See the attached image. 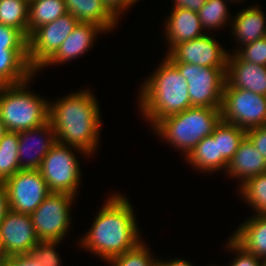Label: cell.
Masks as SVG:
<instances>
[{
  "label": "cell",
  "instance_id": "obj_1",
  "mask_svg": "<svg viewBox=\"0 0 266 266\" xmlns=\"http://www.w3.org/2000/svg\"><path fill=\"white\" fill-rule=\"evenodd\" d=\"M134 213L126 195H111L78 244L80 242V247L100 256L104 262L133 249L142 242Z\"/></svg>",
  "mask_w": 266,
  "mask_h": 266
},
{
  "label": "cell",
  "instance_id": "obj_2",
  "mask_svg": "<svg viewBox=\"0 0 266 266\" xmlns=\"http://www.w3.org/2000/svg\"><path fill=\"white\" fill-rule=\"evenodd\" d=\"M94 93L82 89L49 102V121L57 142L78 148L88 156L99 144L102 126L100 106Z\"/></svg>",
  "mask_w": 266,
  "mask_h": 266
},
{
  "label": "cell",
  "instance_id": "obj_3",
  "mask_svg": "<svg viewBox=\"0 0 266 266\" xmlns=\"http://www.w3.org/2000/svg\"><path fill=\"white\" fill-rule=\"evenodd\" d=\"M141 85L138 108L150 127L166 116L192 107L186 79L166 57Z\"/></svg>",
  "mask_w": 266,
  "mask_h": 266
},
{
  "label": "cell",
  "instance_id": "obj_4",
  "mask_svg": "<svg viewBox=\"0 0 266 266\" xmlns=\"http://www.w3.org/2000/svg\"><path fill=\"white\" fill-rule=\"evenodd\" d=\"M221 120V108L192 106L164 117L152 130L186 157L204 137L213 133Z\"/></svg>",
  "mask_w": 266,
  "mask_h": 266
},
{
  "label": "cell",
  "instance_id": "obj_5",
  "mask_svg": "<svg viewBox=\"0 0 266 266\" xmlns=\"http://www.w3.org/2000/svg\"><path fill=\"white\" fill-rule=\"evenodd\" d=\"M36 75L19 84L1 86L0 120L6 131H26L49 121L50 101L27 87Z\"/></svg>",
  "mask_w": 266,
  "mask_h": 266
},
{
  "label": "cell",
  "instance_id": "obj_6",
  "mask_svg": "<svg viewBox=\"0 0 266 266\" xmlns=\"http://www.w3.org/2000/svg\"><path fill=\"white\" fill-rule=\"evenodd\" d=\"M74 149L86 158L89 157L78 148L56 142L43 158L38 170L51 192H63L74 196L78 194L81 168Z\"/></svg>",
  "mask_w": 266,
  "mask_h": 266
},
{
  "label": "cell",
  "instance_id": "obj_7",
  "mask_svg": "<svg viewBox=\"0 0 266 266\" xmlns=\"http://www.w3.org/2000/svg\"><path fill=\"white\" fill-rule=\"evenodd\" d=\"M75 197L63 192H50L30 215L40 241H62L71 225V206Z\"/></svg>",
  "mask_w": 266,
  "mask_h": 266
},
{
  "label": "cell",
  "instance_id": "obj_8",
  "mask_svg": "<svg viewBox=\"0 0 266 266\" xmlns=\"http://www.w3.org/2000/svg\"><path fill=\"white\" fill-rule=\"evenodd\" d=\"M186 79L192 106L221 108L226 68L172 63Z\"/></svg>",
  "mask_w": 266,
  "mask_h": 266
},
{
  "label": "cell",
  "instance_id": "obj_9",
  "mask_svg": "<svg viewBox=\"0 0 266 266\" xmlns=\"http://www.w3.org/2000/svg\"><path fill=\"white\" fill-rule=\"evenodd\" d=\"M221 116L224 122L245 131L266 125V96L245 89L224 87Z\"/></svg>",
  "mask_w": 266,
  "mask_h": 266
},
{
  "label": "cell",
  "instance_id": "obj_10",
  "mask_svg": "<svg viewBox=\"0 0 266 266\" xmlns=\"http://www.w3.org/2000/svg\"><path fill=\"white\" fill-rule=\"evenodd\" d=\"M77 23L72 14L66 13L55 21L40 26L29 36L28 60L36 73L56 53Z\"/></svg>",
  "mask_w": 266,
  "mask_h": 266
},
{
  "label": "cell",
  "instance_id": "obj_11",
  "mask_svg": "<svg viewBox=\"0 0 266 266\" xmlns=\"http://www.w3.org/2000/svg\"><path fill=\"white\" fill-rule=\"evenodd\" d=\"M9 210L31 215L51 192L38 169H21L5 182Z\"/></svg>",
  "mask_w": 266,
  "mask_h": 266
},
{
  "label": "cell",
  "instance_id": "obj_12",
  "mask_svg": "<svg viewBox=\"0 0 266 266\" xmlns=\"http://www.w3.org/2000/svg\"><path fill=\"white\" fill-rule=\"evenodd\" d=\"M211 33L175 45L166 58L171 63H188L205 67L226 68L230 52L224 50ZM215 39V40H214Z\"/></svg>",
  "mask_w": 266,
  "mask_h": 266
},
{
  "label": "cell",
  "instance_id": "obj_13",
  "mask_svg": "<svg viewBox=\"0 0 266 266\" xmlns=\"http://www.w3.org/2000/svg\"><path fill=\"white\" fill-rule=\"evenodd\" d=\"M0 241L7 257L29 254L40 242L29 214L9 210L0 223Z\"/></svg>",
  "mask_w": 266,
  "mask_h": 266
},
{
  "label": "cell",
  "instance_id": "obj_14",
  "mask_svg": "<svg viewBox=\"0 0 266 266\" xmlns=\"http://www.w3.org/2000/svg\"><path fill=\"white\" fill-rule=\"evenodd\" d=\"M18 158L20 169H39L43 158L57 142L48 121L41 126L18 132Z\"/></svg>",
  "mask_w": 266,
  "mask_h": 266
},
{
  "label": "cell",
  "instance_id": "obj_15",
  "mask_svg": "<svg viewBox=\"0 0 266 266\" xmlns=\"http://www.w3.org/2000/svg\"><path fill=\"white\" fill-rule=\"evenodd\" d=\"M224 87L249 90L266 96V66L240 60L235 54L227 58Z\"/></svg>",
  "mask_w": 266,
  "mask_h": 266
},
{
  "label": "cell",
  "instance_id": "obj_16",
  "mask_svg": "<svg viewBox=\"0 0 266 266\" xmlns=\"http://www.w3.org/2000/svg\"><path fill=\"white\" fill-rule=\"evenodd\" d=\"M106 33L99 25L92 23L78 22L70 35L60 45L56 53L39 69L53 65H59L68 61H72L81 57L92 48L96 42L98 34ZM96 38V39H95ZM95 41V42H94Z\"/></svg>",
  "mask_w": 266,
  "mask_h": 266
},
{
  "label": "cell",
  "instance_id": "obj_17",
  "mask_svg": "<svg viewBox=\"0 0 266 266\" xmlns=\"http://www.w3.org/2000/svg\"><path fill=\"white\" fill-rule=\"evenodd\" d=\"M165 21L164 34L166 35V42L169 43L168 52L177 44L199 38L206 34L198 13L188 9L172 8L168 19Z\"/></svg>",
  "mask_w": 266,
  "mask_h": 266
},
{
  "label": "cell",
  "instance_id": "obj_18",
  "mask_svg": "<svg viewBox=\"0 0 266 266\" xmlns=\"http://www.w3.org/2000/svg\"><path fill=\"white\" fill-rule=\"evenodd\" d=\"M225 172H227L226 176L240 179L239 182L243 184L251 177L266 173V160L245 136Z\"/></svg>",
  "mask_w": 266,
  "mask_h": 266
},
{
  "label": "cell",
  "instance_id": "obj_19",
  "mask_svg": "<svg viewBox=\"0 0 266 266\" xmlns=\"http://www.w3.org/2000/svg\"><path fill=\"white\" fill-rule=\"evenodd\" d=\"M231 19L230 32L236 37L238 48L266 37V17L260 6L252 5L237 12Z\"/></svg>",
  "mask_w": 266,
  "mask_h": 266
},
{
  "label": "cell",
  "instance_id": "obj_20",
  "mask_svg": "<svg viewBox=\"0 0 266 266\" xmlns=\"http://www.w3.org/2000/svg\"><path fill=\"white\" fill-rule=\"evenodd\" d=\"M237 227L231 238L246 252L266 259V215H254Z\"/></svg>",
  "mask_w": 266,
  "mask_h": 266
},
{
  "label": "cell",
  "instance_id": "obj_21",
  "mask_svg": "<svg viewBox=\"0 0 266 266\" xmlns=\"http://www.w3.org/2000/svg\"><path fill=\"white\" fill-rule=\"evenodd\" d=\"M67 13L78 22L101 26L106 33L118 24V19L108 10L102 0H65Z\"/></svg>",
  "mask_w": 266,
  "mask_h": 266
},
{
  "label": "cell",
  "instance_id": "obj_22",
  "mask_svg": "<svg viewBox=\"0 0 266 266\" xmlns=\"http://www.w3.org/2000/svg\"><path fill=\"white\" fill-rule=\"evenodd\" d=\"M36 72L30 67L28 49H0V85H15Z\"/></svg>",
  "mask_w": 266,
  "mask_h": 266
},
{
  "label": "cell",
  "instance_id": "obj_23",
  "mask_svg": "<svg viewBox=\"0 0 266 266\" xmlns=\"http://www.w3.org/2000/svg\"><path fill=\"white\" fill-rule=\"evenodd\" d=\"M211 135L214 139H218L219 170L225 171L229 161L238 150L240 142L246 136V131L221 120Z\"/></svg>",
  "mask_w": 266,
  "mask_h": 266
},
{
  "label": "cell",
  "instance_id": "obj_24",
  "mask_svg": "<svg viewBox=\"0 0 266 266\" xmlns=\"http://www.w3.org/2000/svg\"><path fill=\"white\" fill-rule=\"evenodd\" d=\"M67 13L65 0H29L28 38L40 26Z\"/></svg>",
  "mask_w": 266,
  "mask_h": 266
},
{
  "label": "cell",
  "instance_id": "obj_25",
  "mask_svg": "<svg viewBox=\"0 0 266 266\" xmlns=\"http://www.w3.org/2000/svg\"><path fill=\"white\" fill-rule=\"evenodd\" d=\"M186 162L199 169V172L213 173L219 171L218 139L212 135L204 137L186 156Z\"/></svg>",
  "mask_w": 266,
  "mask_h": 266
},
{
  "label": "cell",
  "instance_id": "obj_26",
  "mask_svg": "<svg viewBox=\"0 0 266 266\" xmlns=\"http://www.w3.org/2000/svg\"><path fill=\"white\" fill-rule=\"evenodd\" d=\"M18 132L6 131L0 141V181L5 182L20 169Z\"/></svg>",
  "mask_w": 266,
  "mask_h": 266
},
{
  "label": "cell",
  "instance_id": "obj_27",
  "mask_svg": "<svg viewBox=\"0 0 266 266\" xmlns=\"http://www.w3.org/2000/svg\"><path fill=\"white\" fill-rule=\"evenodd\" d=\"M29 0H0V24L20 30L28 38Z\"/></svg>",
  "mask_w": 266,
  "mask_h": 266
},
{
  "label": "cell",
  "instance_id": "obj_28",
  "mask_svg": "<svg viewBox=\"0 0 266 266\" xmlns=\"http://www.w3.org/2000/svg\"><path fill=\"white\" fill-rule=\"evenodd\" d=\"M239 185L238 193L256 211L254 215H266V173L251 177Z\"/></svg>",
  "mask_w": 266,
  "mask_h": 266
},
{
  "label": "cell",
  "instance_id": "obj_29",
  "mask_svg": "<svg viewBox=\"0 0 266 266\" xmlns=\"http://www.w3.org/2000/svg\"><path fill=\"white\" fill-rule=\"evenodd\" d=\"M226 0H207L204 6L197 12L203 30H216L231 24ZM230 20V21H229ZM228 22V24H227Z\"/></svg>",
  "mask_w": 266,
  "mask_h": 266
},
{
  "label": "cell",
  "instance_id": "obj_30",
  "mask_svg": "<svg viewBox=\"0 0 266 266\" xmlns=\"http://www.w3.org/2000/svg\"><path fill=\"white\" fill-rule=\"evenodd\" d=\"M155 260L150 249L142 241L133 249L110 258L106 262L110 266H151Z\"/></svg>",
  "mask_w": 266,
  "mask_h": 266
},
{
  "label": "cell",
  "instance_id": "obj_31",
  "mask_svg": "<svg viewBox=\"0 0 266 266\" xmlns=\"http://www.w3.org/2000/svg\"><path fill=\"white\" fill-rule=\"evenodd\" d=\"M61 241H40L29 253L42 266H62L59 252L56 248Z\"/></svg>",
  "mask_w": 266,
  "mask_h": 266
},
{
  "label": "cell",
  "instance_id": "obj_32",
  "mask_svg": "<svg viewBox=\"0 0 266 266\" xmlns=\"http://www.w3.org/2000/svg\"><path fill=\"white\" fill-rule=\"evenodd\" d=\"M243 46L233 52L240 60L266 66V37Z\"/></svg>",
  "mask_w": 266,
  "mask_h": 266
},
{
  "label": "cell",
  "instance_id": "obj_33",
  "mask_svg": "<svg viewBox=\"0 0 266 266\" xmlns=\"http://www.w3.org/2000/svg\"><path fill=\"white\" fill-rule=\"evenodd\" d=\"M0 49H28V38L20 30L0 24Z\"/></svg>",
  "mask_w": 266,
  "mask_h": 266
},
{
  "label": "cell",
  "instance_id": "obj_34",
  "mask_svg": "<svg viewBox=\"0 0 266 266\" xmlns=\"http://www.w3.org/2000/svg\"><path fill=\"white\" fill-rule=\"evenodd\" d=\"M230 252L236 253L233 261L229 266H262L263 259L255 256L252 253L246 252L241 246H239L231 237L228 239L227 246Z\"/></svg>",
  "mask_w": 266,
  "mask_h": 266
},
{
  "label": "cell",
  "instance_id": "obj_35",
  "mask_svg": "<svg viewBox=\"0 0 266 266\" xmlns=\"http://www.w3.org/2000/svg\"><path fill=\"white\" fill-rule=\"evenodd\" d=\"M246 137L266 160V125L247 130Z\"/></svg>",
  "mask_w": 266,
  "mask_h": 266
},
{
  "label": "cell",
  "instance_id": "obj_36",
  "mask_svg": "<svg viewBox=\"0 0 266 266\" xmlns=\"http://www.w3.org/2000/svg\"><path fill=\"white\" fill-rule=\"evenodd\" d=\"M108 10L117 18L135 4V0H102Z\"/></svg>",
  "mask_w": 266,
  "mask_h": 266
},
{
  "label": "cell",
  "instance_id": "obj_37",
  "mask_svg": "<svg viewBox=\"0 0 266 266\" xmlns=\"http://www.w3.org/2000/svg\"><path fill=\"white\" fill-rule=\"evenodd\" d=\"M5 266H42L30 254L13 255L7 257Z\"/></svg>",
  "mask_w": 266,
  "mask_h": 266
},
{
  "label": "cell",
  "instance_id": "obj_38",
  "mask_svg": "<svg viewBox=\"0 0 266 266\" xmlns=\"http://www.w3.org/2000/svg\"><path fill=\"white\" fill-rule=\"evenodd\" d=\"M207 0H174L173 8H183L194 12H198Z\"/></svg>",
  "mask_w": 266,
  "mask_h": 266
},
{
  "label": "cell",
  "instance_id": "obj_39",
  "mask_svg": "<svg viewBox=\"0 0 266 266\" xmlns=\"http://www.w3.org/2000/svg\"><path fill=\"white\" fill-rule=\"evenodd\" d=\"M9 211V203L7 199L6 186L3 181H0V223L3 221L4 216Z\"/></svg>",
  "mask_w": 266,
  "mask_h": 266
},
{
  "label": "cell",
  "instance_id": "obj_40",
  "mask_svg": "<svg viewBox=\"0 0 266 266\" xmlns=\"http://www.w3.org/2000/svg\"><path fill=\"white\" fill-rule=\"evenodd\" d=\"M159 261L164 265V266H194L192 263L188 262L186 259H181V258H175L169 261H162L159 259Z\"/></svg>",
  "mask_w": 266,
  "mask_h": 266
},
{
  "label": "cell",
  "instance_id": "obj_41",
  "mask_svg": "<svg viewBox=\"0 0 266 266\" xmlns=\"http://www.w3.org/2000/svg\"><path fill=\"white\" fill-rule=\"evenodd\" d=\"M0 260H7V256L5 255L1 245V241H0Z\"/></svg>",
  "mask_w": 266,
  "mask_h": 266
},
{
  "label": "cell",
  "instance_id": "obj_42",
  "mask_svg": "<svg viewBox=\"0 0 266 266\" xmlns=\"http://www.w3.org/2000/svg\"><path fill=\"white\" fill-rule=\"evenodd\" d=\"M5 132H6L5 127H4L3 123H2L1 120H0V141H1L2 136H3V134H4Z\"/></svg>",
  "mask_w": 266,
  "mask_h": 266
},
{
  "label": "cell",
  "instance_id": "obj_43",
  "mask_svg": "<svg viewBox=\"0 0 266 266\" xmlns=\"http://www.w3.org/2000/svg\"><path fill=\"white\" fill-rule=\"evenodd\" d=\"M151 266H164V265L158 260V258H156V260Z\"/></svg>",
  "mask_w": 266,
  "mask_h": 266
},
{
  "label": "cell",
  "instance_id": "obj_44",
  "mask_svg": "<svg viewBox=\"0 0 266 266\" xmlns=\"http://www.w3.org/2000/svg\"><path fill=\"white\" fill-rule=\"evenodd\" d=\"M7 260H0V266H5Z\"/></svg>",
  "mask_w": 266,
  "mask_h": 266
},
{
  "label": "cell",
  "instance_id": "obj_45",
  "mask_svg": "<svg viewBox=\"0 0 266 266\" xmlns=\"http://www.w3.org/2000/svg\"><path fill=\"white\" fill-rule=\"evenodd\" d=\"M226 1H231V2H236V4H237V2H243L244 0H226Z\"/></svg>",
  "mask_w": 266,
  "mask_h": 266
},
{
  "label": "cell",
  "instance_id": "obj_46",
  "mask_svg": "<svg viewBox=\"0 0 266 266\" xmlns=\"http://www.w3.org/2000/svg\"><path fill=\"white\" fill-rule=\"evenodd\" d=\"M262 266H266V259L263 260V265Z\"/></svg>",
  "mask_w": 266,
  "mask_h": 266
}]
</instances>
